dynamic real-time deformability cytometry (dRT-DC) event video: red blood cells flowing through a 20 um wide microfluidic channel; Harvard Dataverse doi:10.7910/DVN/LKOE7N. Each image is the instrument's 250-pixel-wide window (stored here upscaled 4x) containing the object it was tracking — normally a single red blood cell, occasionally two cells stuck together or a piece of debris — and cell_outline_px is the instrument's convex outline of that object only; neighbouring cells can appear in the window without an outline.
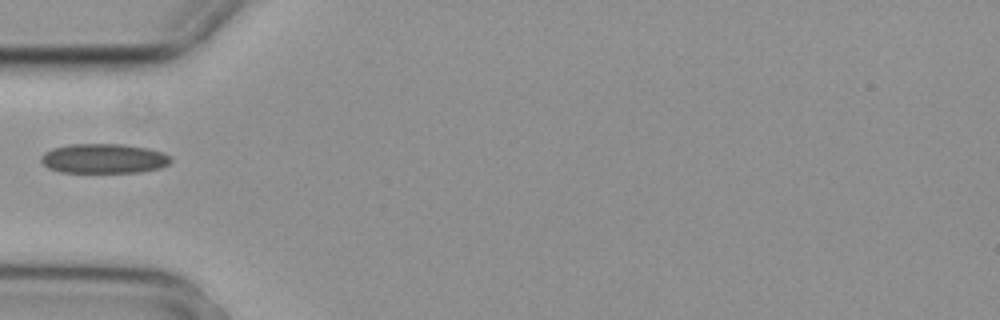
{"species": "common noctule bat (a hibernating species)", "species_latin": "Nyctalus noctula", "temperature_condition": "cold", "stored_images_in_passage": 4, "camera_frame_rate_fps": 3000, "um_per_image_px": 0.085, "animal": {"sex": "female", "body_mass_g": 29.2, "forearm_length_mm": 56.3}, "frame": {"image": 1, "passage_image": 4, "time_ms": 1.0, "image_size_px": [1000, 320], "cell_outline_px": [[172, 160], [168, 164], [160, 168], [140, 172], [60, 172], [48, 168], [40, 160], [40, 156], [44, 152], [52, 148], [68, 144], [124, 144], [148, 148], [160, 152], [168, 156]], "centroid_in_image_um": [8.78, 13.47], "position_along_channel_um": 76.2, "area_um2": 22.43}}